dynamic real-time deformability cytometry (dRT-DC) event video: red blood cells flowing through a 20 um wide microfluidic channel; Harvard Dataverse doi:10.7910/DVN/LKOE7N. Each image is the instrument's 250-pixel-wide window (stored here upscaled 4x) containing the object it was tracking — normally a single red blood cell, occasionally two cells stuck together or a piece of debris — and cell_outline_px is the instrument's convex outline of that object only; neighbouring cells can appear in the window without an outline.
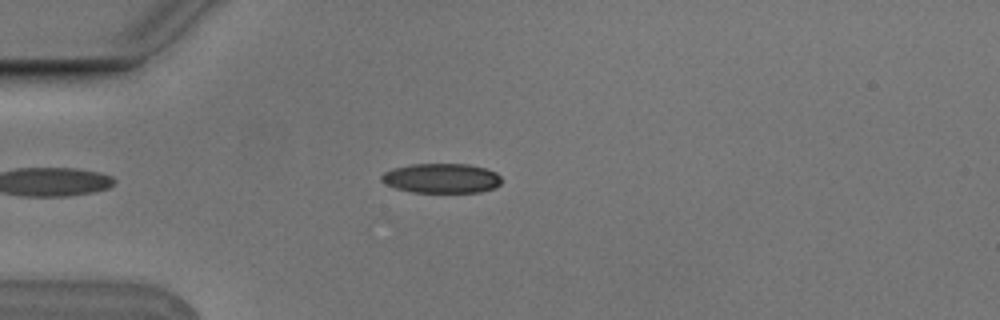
{"species": "Egyptian fruit bat (a non-hibernating species)", "species_latin": "Rousettus aegyptiacus", "temperature_condition": "cold", "stored_images_in_passage": 6, "camera_frame_rate_fps": 3000, "um_per_image_px": 0.085, "animal": {"sex": "male"}, "frame": {"image": 1, "passage_image": 3, "time_ms": 0.667, "image_size_px": [1000, 320], "cell_outline_px": [[500, 184], [496, 188], [480, 192], [412, 192], [396, 188], [384, 184], [380, 180], [380, 176], [384, 172], [392, 168], [412, 164], [468, 164], [484, 168], [496, 172], [500, 176]], "centroid_in_image_um": [37.5, 15.15], "position_along_channel_um": 47.5, "area_um2": 20.87}}
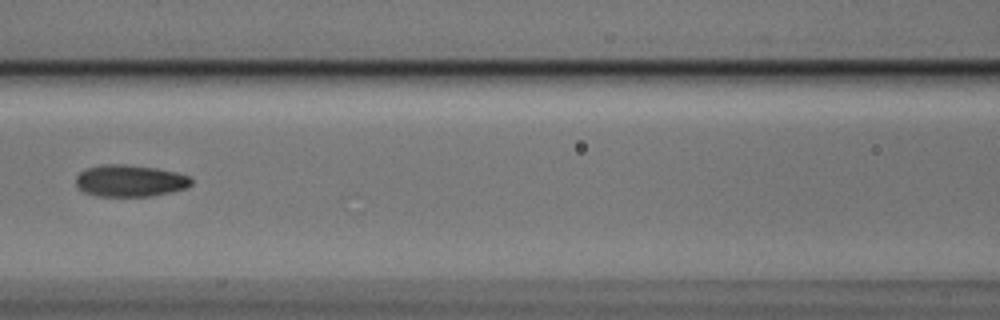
{"frame": {"image": 2, "passage_image": 6, "time_ms": 1.667, "image_size_px": [1000, 320], "cell_outline_px": [[192, 184], [188, 188], [172, 192], [152, 196], [96, 196], [84, 192], [76, 184], [76, 176], [80, 172], [88, 168], [100, 164], [124, 164], [156, 168], [176, 172], [192, 176]], "centroid_in_image_um": [11.09, 15.36], "position_along_channel_um": 155.5, "area_um2": 21.62}}